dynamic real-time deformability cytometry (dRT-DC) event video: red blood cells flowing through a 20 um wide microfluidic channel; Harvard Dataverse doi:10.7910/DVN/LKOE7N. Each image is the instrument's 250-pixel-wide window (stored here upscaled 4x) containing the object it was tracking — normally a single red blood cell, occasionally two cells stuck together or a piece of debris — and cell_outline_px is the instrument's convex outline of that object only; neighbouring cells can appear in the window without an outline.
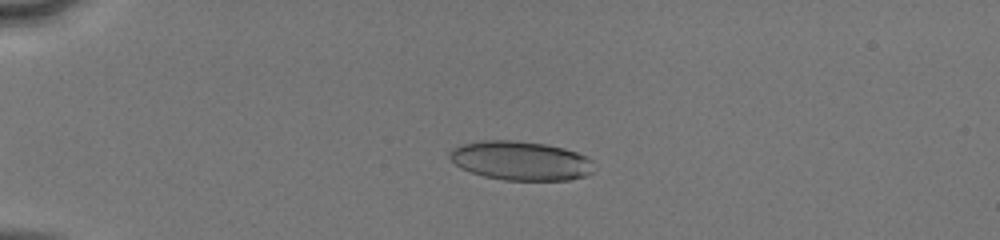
{"species": "human", "species_latin": "Homo sapiens", "temperature_condition": "cold", "stored_images_in_passage": 51, "camera_frame_rate_fps": 3000, "um_per_image_px": 0.085, "donor": {"sex": "male"}, "frame": {"image": 1, "passage_image": 14, "time_ms": 4.333, "image_size_px": [1000, 240], "cell_outline_px": [[592, 172], [584, 176], [568, 180], [504, 180], [484, 176], [460, 168], [448, 156], [448, 152], [452, 148], [460, 144], [480, 140], [512, 140], [544, 144], [564, 148], [588, 156], [592, 160]], "centroid_in_image_um": [44.23, 13.65], "position_along_channel_um": 40.8, "area_um2": 32.95}}
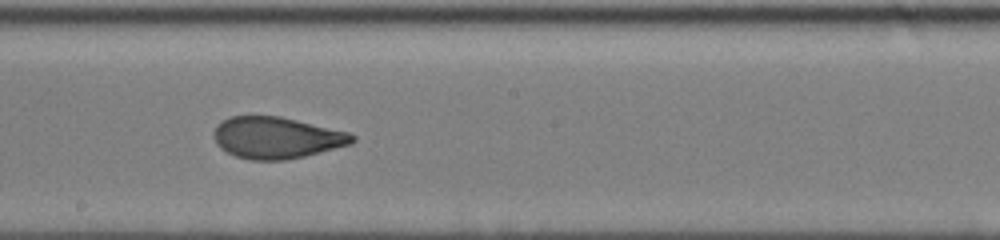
{"frame": {"image": 2, "passage_image": 31, "time_ms": 10.0, "image_size_px": [1000, 240], "cell_outline_px": [[356, 140], [352, 144], [304, 156], [284, 160], [252, 160], [236, 156], [220, 148], [216, 144], [212, 136], [212, 132], [216, 124], [232, 116], [280, 116], [348, 132], [356, 136]], "centroid_in_image_um": [23.48, 11.7], "position_along_channel_um": 224.7, "area_um2": 33.58}}
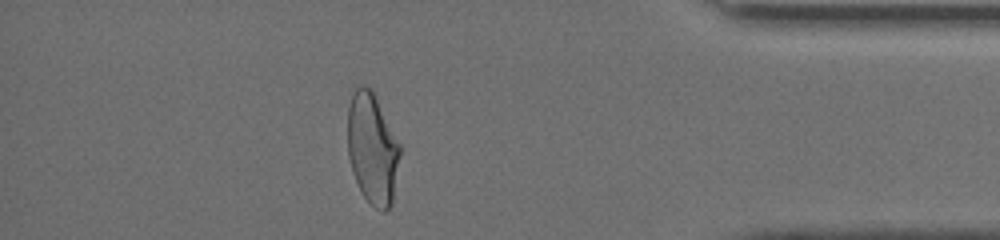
{"frame": {"image": 3, "passage_image": 46, "time_ms": 15.0, "image_size_px": [1000, 240], "cell_outline_px": [[400, 152], [392, 204], [384, 212], [376, 208], [360, 192], [352, 172], [348, 156], [348, 108], [352, 92], [360, 84], [364, 84], [372, 88], [400, 144]], "centroid_in_image_um": [31.64, 12.59], "position_along_channel_um": 403.6, "area_um2": 33.99}, "authors_computed_cell_mechanics": {"area_um2": 34.1598, "velocity_mm_per_s": 4.1446, "shape_relaxation_time_tau1_ms": 4.3115, "shape_relaxation_time_tau2_ms": 0.962, "deformation_change_tau1": 0.1638, "deformation_change_tau2": 0.0665}}